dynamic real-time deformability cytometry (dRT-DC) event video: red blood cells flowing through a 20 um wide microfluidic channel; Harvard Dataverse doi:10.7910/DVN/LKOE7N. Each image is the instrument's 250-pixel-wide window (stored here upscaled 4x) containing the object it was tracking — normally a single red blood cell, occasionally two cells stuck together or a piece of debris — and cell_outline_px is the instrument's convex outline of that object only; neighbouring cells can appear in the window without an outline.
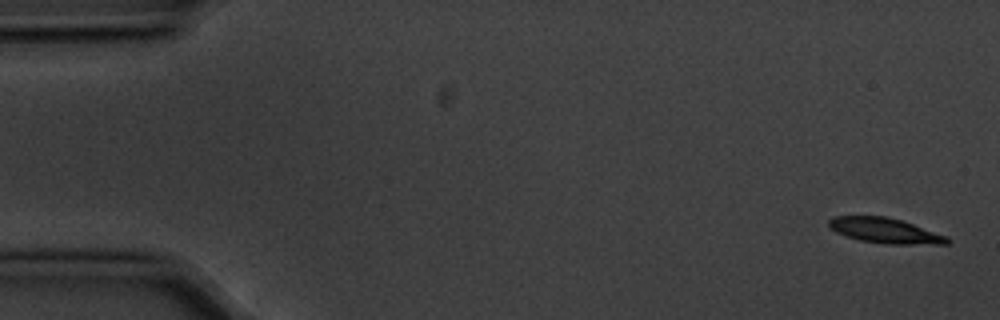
{"species": "common noctule bat (a hibernating species)", "species_latin": "Nyctalus noctula", "temperature_condition": "cold", "stored_images_in_passage": 5, "camera_frame_rate_fps": 3000, "um_per_image_px": 0.085, "animal": {"sex": "male", "body_mass_g": 20.1, "forearm_length_mm": 53.5}, "frame": {"image": 1, "passage_image": 1, "time_ms": 0.0, "image_size_px": [1000, 320], "cell_outline_px": [[952, 240], [948, 244], [884, 244], [860, 240], [836, 232], [828, 228], [828, 220], [832, 216], [888, 216], [948, 236]], "centroid_in_image_um": [75.23, 19.6], "position_along_channel_um": 9.8, "area_um2": 17.46}}